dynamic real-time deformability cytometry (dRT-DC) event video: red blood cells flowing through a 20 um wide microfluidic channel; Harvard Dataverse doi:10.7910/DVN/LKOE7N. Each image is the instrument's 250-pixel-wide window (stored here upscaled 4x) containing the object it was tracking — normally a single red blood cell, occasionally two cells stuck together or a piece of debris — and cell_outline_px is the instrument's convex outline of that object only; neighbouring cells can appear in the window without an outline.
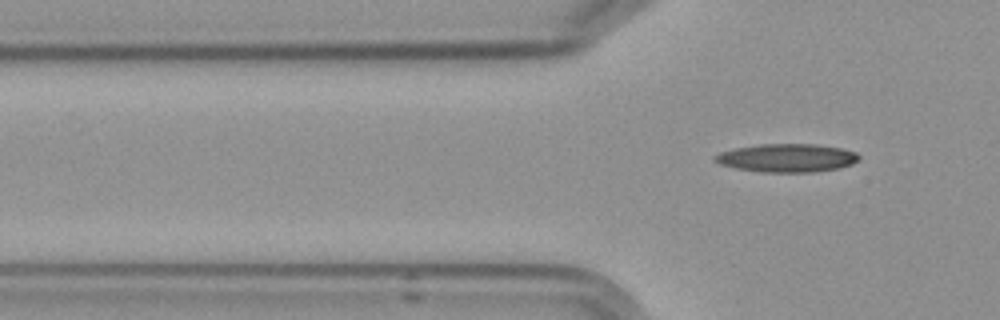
{"species": "Egyptian fruit bat (a non-hibernating species)", "species_latin": "Rousettus aegyptiacus", "temperature_condition": "cold", "stored_images_in_passage": 6, "segment_of_instrument_passage": [2, 2], "camera_frame_rate_fps": 3000, "um_per_image_px": 0.085, "frame": {"image": 1, "passage_image": 6, "time_ms": 6.667, "image_size_px": [1000, 320], "cell_outline_px": [[860, 160], [852, 164], [840, 168], [812, 172], [760, 172], [736, 168], [720, 164], [712, 160], [712, 156], [720, 152], [736, 148], [760, 144], [816, 144], [844, 148], [856, 152], [860, 156]], "centroid_in_image_um": [66.91, 13.42], "position_along_channel_um": 58.9, "area_um2": 23.99}}